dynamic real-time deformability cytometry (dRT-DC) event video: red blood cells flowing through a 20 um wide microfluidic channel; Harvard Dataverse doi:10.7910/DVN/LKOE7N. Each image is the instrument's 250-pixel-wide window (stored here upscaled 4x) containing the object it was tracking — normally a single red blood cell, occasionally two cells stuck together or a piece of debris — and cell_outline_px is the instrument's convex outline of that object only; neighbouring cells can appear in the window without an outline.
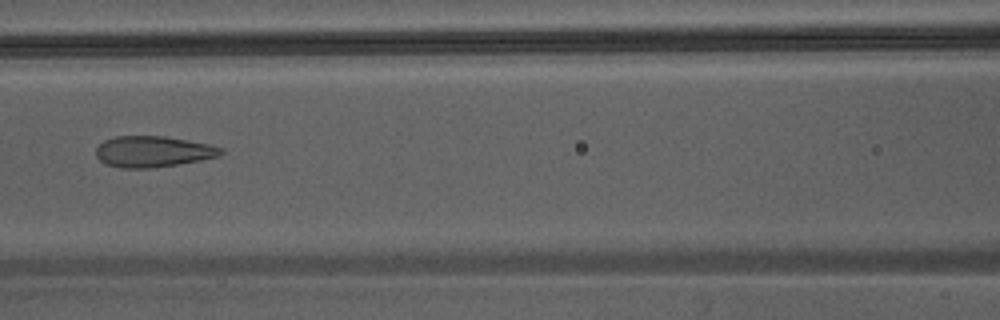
{"species": "Egyptian fruit bat (a non-hibernating species)", "species_latin": "Rousettus aegyptiacus", "temperature_condition": "warm", "stored_images_in_passage": 30, "camera_frame_rate_fps": 3000, "um_per_image_px": 0.085, "animal": {"sex": "male"}, "frame": {"image": 1, "passage_image": 9, "time_ms": 2.667, "image_size_px": [1000, 320], "cell_outline_px": [[224, 152], [220, 156], [200, 160], [152, 168], [120, 168], [104, 164], [96, 156], [96, 148], [104, 140], [116, 136], [164, 136], [208, 144], [220, 148]], "centroid_in_image_um": [12.96, 12.89], "position_along_channel_um": 153.6, "area_um2": 22.48}}
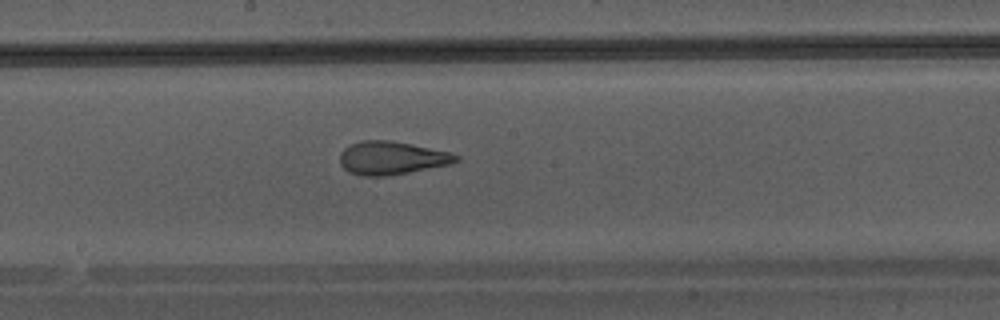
{"frame": {"image": 2, "passage_image": 13, "time_ms": 4.0, "image_size_px": [1000, 320], "cell_outline_px": [[460, 160], [452, 164], [408, 172], [384, 176], [360, 176], [348, 172], [340, 164], [340, 152], [344, 148], [360, 140], [392, 140], [452, 152], [460, 156]], "centroid_in_image_um": [33.31, 13.42], "position_along_channel_um": 214.9, "area_um2": 22.72}}
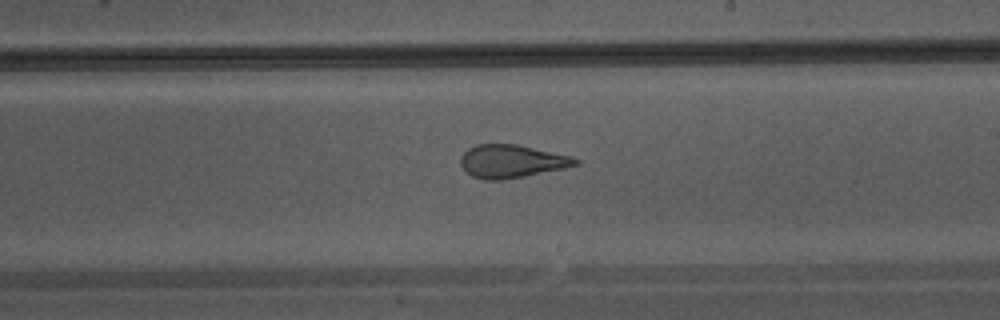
{"frame": {"image": 3, "passage_image": 15, "time_ms": 4.667, "image_size_px": [1000, 320], "cell_outline_px": [[580, 164], [564, 168], [524, 176], [500, 180], [484, 180], [472, 176], [460, 164], [460, 156], [468, 148], [476, 144], [516, 144], [572, 156], [580, 160]], "centroid_in_image_um": [43.49, 13.7], "position_along_channel_um": 245.5, "area_um2": 22.08}}